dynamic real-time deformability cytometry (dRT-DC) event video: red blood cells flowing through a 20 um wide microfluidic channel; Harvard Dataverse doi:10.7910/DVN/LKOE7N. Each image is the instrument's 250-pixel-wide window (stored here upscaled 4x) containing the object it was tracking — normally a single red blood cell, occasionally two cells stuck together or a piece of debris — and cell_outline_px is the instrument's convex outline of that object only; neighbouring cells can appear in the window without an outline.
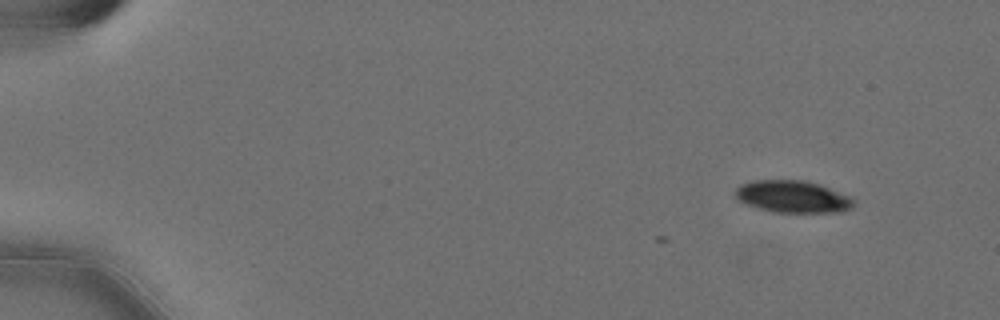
{"species": "Egyptian fruit bat (a non-hibernating species)", "species_latin": "Rousettus aegyptiacus", "temperature_condition": "cold", "stored_images_in_passage": 5, "camera_frame_rate_fps": 3000, "um_per_image_px": 0.085, "animal": {"sex": "female"}, "frame": {"image": 1, "passage_image": 5, "time_ms": 1.333, "image_size_px": [1000, 320], "cell_outline_px": [[856, 200], [852, 208], [840, 212], [772, 212], [736, 200], [736, 188], [740, 184], [752, 180], [804, 180], [820, 184], [848, 196]], "centroid_in_image_um": [67.38, 16.71], "position_along_channel_um": 17.6, "area_um2": 22.14}}